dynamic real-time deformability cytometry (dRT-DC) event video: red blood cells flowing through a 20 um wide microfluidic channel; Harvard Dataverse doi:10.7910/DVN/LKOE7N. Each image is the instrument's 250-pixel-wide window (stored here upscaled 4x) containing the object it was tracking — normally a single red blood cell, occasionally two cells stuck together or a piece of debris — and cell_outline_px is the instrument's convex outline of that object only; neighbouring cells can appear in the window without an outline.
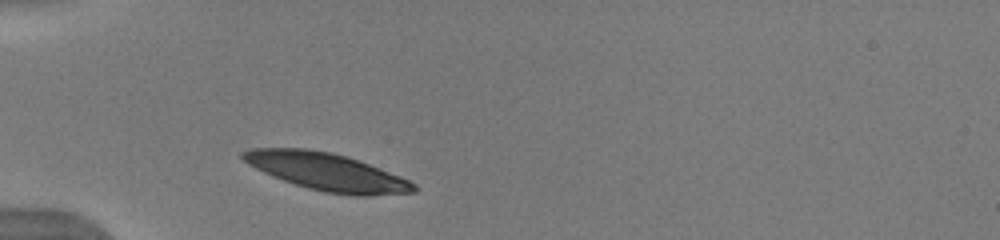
{"species": "human", "species_latin": "Homo sapiens", "temperature_condition": "warm", "stored_images_in_passage": 33, "camera_frame_rate_fps": 3000, "um_per_image_px": 0.085, "donor": {"sex": "male"}, "frame": {"image": 1, "passage_image": 1, "time_ms": 0.0, "image_size_px": [1000, 240], "cell_outline_px": [[416, 192], [372, 196], [352, 196], [324, 192], [308, 188], [272, 176], [248, 164], [240, 156], [240, 152], [252, 148], [308, 148], [332, 152], [368, 164], [400, 176], [416, 184]], "centroid_in_image_um": [27.77, 14.61], "position_along_channel_um": 57.2, "area_um2": 37.17}}
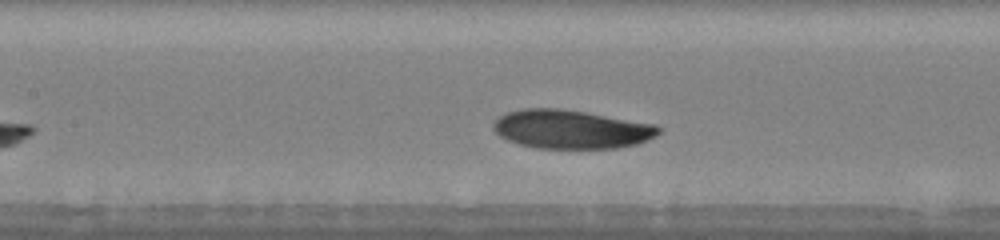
{"frame": {"image": 2, "passage_image": 10, "time_ms": 3.0, "image_size_px": [1000, 240], "cell_outline_px": [[660, 132], [656, 136], [648, 140], [636, 144], [616, 148], [536, 148], [520, 144], [508, 140], [500, 136], [492, 128], [492, 124], [500, 116], [508, 112], [524, 108], [560, 108], [656, 124], [660, 128]], "centroid_in_image_um": [48.55, 10.99], "position_along_channel_um": 158.9, "area_um2": 37.17}}
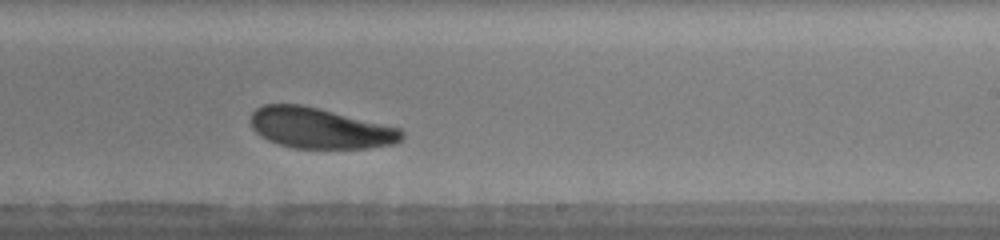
{"frame": {"image": 3, "passage_image": 18, "time_ms": 5.667, "image_size_px": [1000, 240], "cell_outline_px": [[404, 136], [396, 144], [368, 148], [292, 148], [268, 140], [260, 136], [252, 128], [248, 120], [252, 112], [256, 108], [264, 104], [300, 104], [400, 128], [404, 132]], "centroid_in_image_um": [27.16, 10.9], "position_along_channel_um": 261.8, "area_um2": 35.78}, "authors_computed_cell_mechanics": {"area_um2": 37.1654, "velocity_mm_per_s": 3.8717, "shape_relaxation_time_tau1_ms": 4.1414, "shape_relaxation_time_tau2_ms": null, "deformation_change_tau1": 0.1558, "deformation_change_tau2": null}}